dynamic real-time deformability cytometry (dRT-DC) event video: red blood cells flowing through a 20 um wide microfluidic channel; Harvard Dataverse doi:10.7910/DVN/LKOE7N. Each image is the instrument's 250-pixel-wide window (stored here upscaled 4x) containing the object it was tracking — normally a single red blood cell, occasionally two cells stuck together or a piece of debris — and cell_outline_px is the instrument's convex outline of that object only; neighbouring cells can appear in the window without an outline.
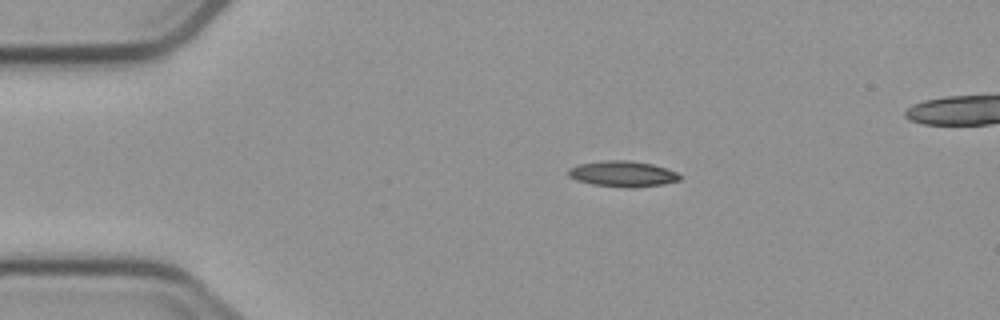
{"species": "common noctule bat (a hibernating species)", "species_latin": "Nyctalus noctula", "temperature_condition": "cold", "stored_images_in_passage": 6, "camera_frame_rate_fps": 3000, "um_per_image_px": 0.085, "animal": {"sex": "male", "body_mass_g": 23.1, "forearm_length_mm": 52.7}, "frame": {"image": 1, "passage_image": 1, "time_ms": 0.0, "image_size_px": [1000, 320], "cell_outline_px": [[684, 176], [680, 180], [664, 184], [628, 188], [592, 184], [576, 180], [568, 176], [568, 168], [576, 164], [604, 160], [628, 160], [652, 164], [676, 172]], "centroid_in_image_um": [52.91, 14.77], "position_along_channel_um": 32.1, "area_um2": 16.88}}
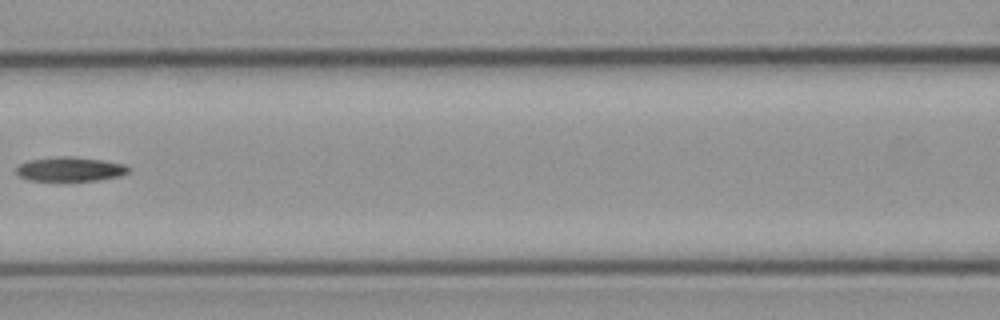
{"frame": {"image": 2, "passage_image": 5, "time_ms": 4.667, "image_size_px": [1000, 320], "cell_outline_px": [[132, 168], [128, 172], [120, 176], [96, 180], [28, 180], [20, 176], [16, 172], [16, 168], [20, 164], [28, 160], [56, 156], [72, 156], [100, 160], [124, 164]], "centroid_in_image_um": [5.96, 14.36], "position_along_channel_um": 160.6, "area_um2": 15.78}}
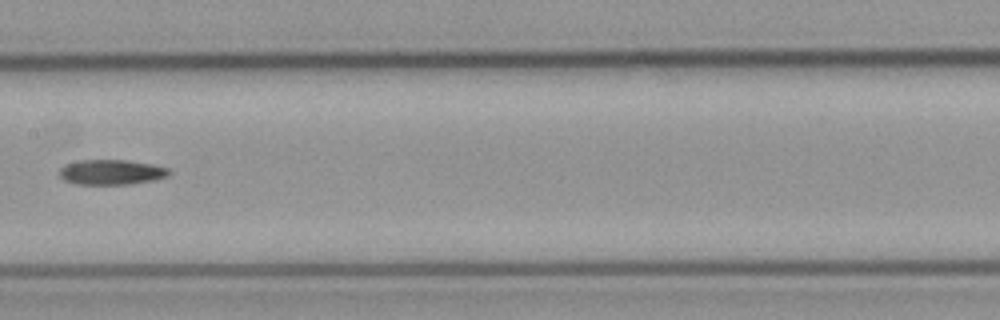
{"frame": {"image": 3, "passage_image": 6, "time_ms": 5.667, "image_size_px": [1000, 320], "cell_outline_px": [[172, 172], [168, 176], [152, 180], [132, 184], [76, 184], [64, 180], [60, 176], [60, 168], [64, 164], [80, 160], [124, 160], [152, 164], [168, 168]], "centroid_in_image_um": [9.46, 14.63], "position_along_channel_um": 197.9, "area_um2": 16.01}}